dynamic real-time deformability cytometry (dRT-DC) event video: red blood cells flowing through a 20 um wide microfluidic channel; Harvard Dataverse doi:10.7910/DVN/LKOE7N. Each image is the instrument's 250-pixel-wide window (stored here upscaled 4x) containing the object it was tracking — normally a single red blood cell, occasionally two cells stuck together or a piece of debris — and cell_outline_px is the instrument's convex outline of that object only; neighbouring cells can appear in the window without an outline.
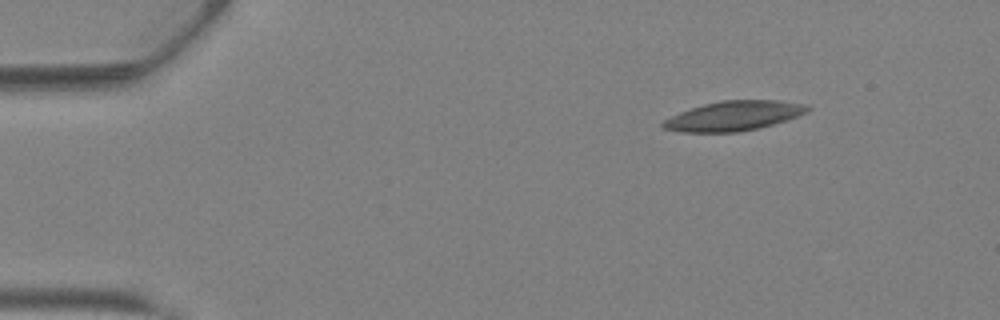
{"species": "Egyptian fruit bat (a non-hibernating species)", "species_latin": "Rousettus aegyptiacus", "temperature_condition": "warm", "stored_images_in_passage": 38, "camera_frame_rate_fps": 3000, "um_per_image_px": 0.085, "animal": {"sex": "female"}, "frame": {"image": 1, "passage_image": 1, "time_ms": 0.0, "image_size_px": [1000, 320], "cell_outline_px": [[812, 108], [808, 112], [760, 128], [740, 132], [680, 132], [664, 128], [660, 124], [664, 120], [680, 112], [704, 104], [720, 100], [780, 100], [808, 104]], "centroid_in_image_um": [62.4, 9.84], "position_along_channel_um": 22.6, "area_um2": 24.97}}
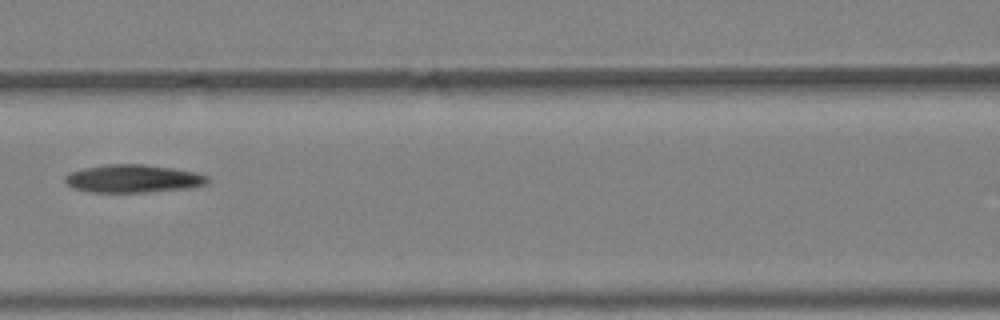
{"frame": {"image": 2, "passage_image": 15, "time_ms": 4.667, "image_size_px": [1000, 320], "cell_outline_px": [[208, 184], [196, 188], [148, 192], [92, 192], [72, 188], [64, 180], [64, 176], [68, 172], [84, 168], [108, 164], [144, 164], [172, 168], [196, 172], [208, 176]], "centroid_in_image_um": [11.35, 15.19], "position_along_channel_um": 155.3, "area_um2": 23.52}}
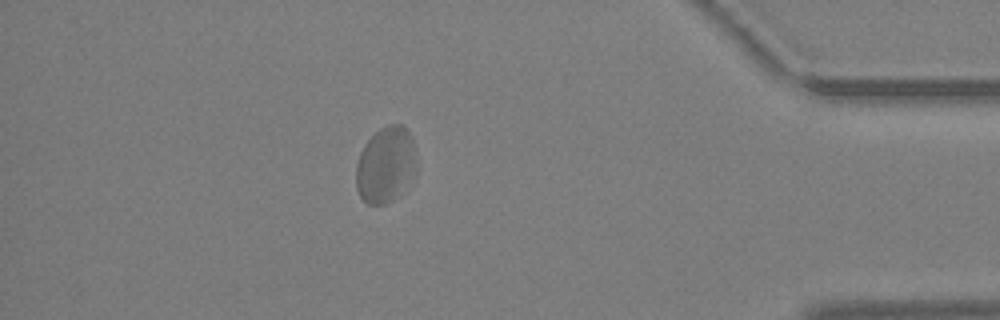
{"frame": {"image": 3, "passage_image": 33, "time_ms": 10.667, "image_size_px": [1000, 320], "cell_outline_px": [[416, 172], [392, 200], [384, 204], [368, 204], [360, 196], [356, 188], [356, 164], [360, 152], [364, 144], [380, 128], [388, 124], [404, 124], [412, 136], [416, 160]], "centroid_in_image_um": [32.77, 13.96], "position_along_channel_um": 402.4, "area_um2": 26.65}, "authors_computed_cell_mechanics": {"area_um2": 24.565, "velocity_mm_per_s": 4.7864, "shape_relaxation_time_tau1_ms": null, "shape_relaxation_time_tau2_ms": 2.4207, "deformation_change_tau1": null, "deformation_change_tau2": 0.0933}}